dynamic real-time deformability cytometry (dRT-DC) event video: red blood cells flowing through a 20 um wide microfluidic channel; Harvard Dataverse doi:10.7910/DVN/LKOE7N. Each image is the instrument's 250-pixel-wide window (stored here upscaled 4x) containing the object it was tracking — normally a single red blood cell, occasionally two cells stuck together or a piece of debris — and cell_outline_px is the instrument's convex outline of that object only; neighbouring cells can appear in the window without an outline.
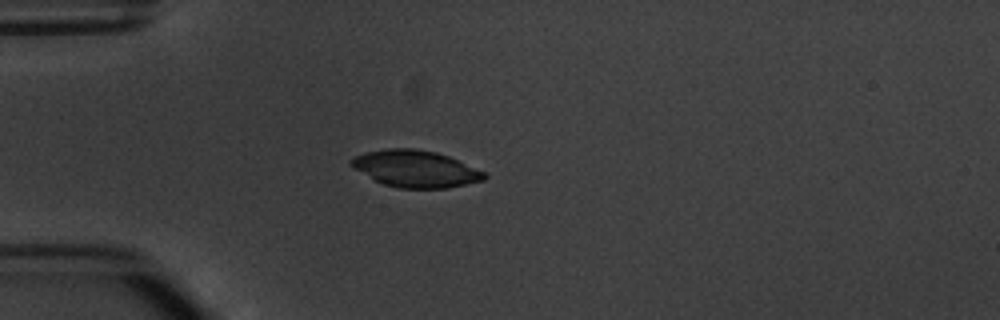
{"species": "common noctule bat (a hibernating species)", "species_latin": "Nyctalus noctula", "temperature_condition": "warm", "stored_images_in_passage": 4, "camera_frame_rate_fps": 3000, "um_per_image_px": 0.085, "animal": {"sex": "male", "body_mass_g": 20.1, "forearm_length_mm": 53.5}, "frame": {"image": 1, "passage_image": 3, "time_ms": 3.333, "image_size_px": [1000, 320], "cell_outline_px": [[488, 176], [484, 180], [444, 188], [400, 188], [384, 184], [376, 180], [348, 164], [348, 160], [364, 152], [388, 148], [416, 148], [436, 152], [448, 156], [484, 172]], "centroid_in_image_um": [35.3, 14.33], "position_along_channel_um": 49.7, "area_um2": 28.21}}